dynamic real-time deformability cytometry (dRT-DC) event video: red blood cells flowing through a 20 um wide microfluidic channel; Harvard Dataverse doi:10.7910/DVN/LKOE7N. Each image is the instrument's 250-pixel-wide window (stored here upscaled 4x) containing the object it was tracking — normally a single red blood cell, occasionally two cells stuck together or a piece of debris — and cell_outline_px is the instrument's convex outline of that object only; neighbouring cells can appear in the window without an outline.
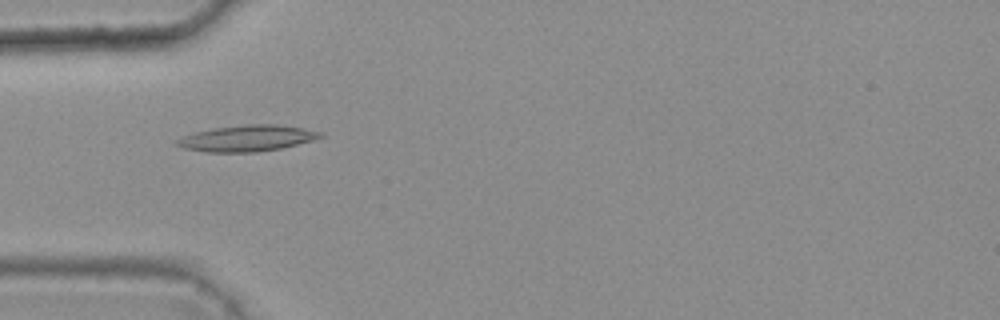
{"species": "common noctule bat (a hibernating species)", "species_latin": "Nyctalus noctula", "temperature_condition": "warm", "stored_images_in_passage": 6, "camera_frame_rate_fps": 3000, "um_per_image_px": 0.085, "animal": {"sex": "female", "body_mass_g": 25.1}, "frame": {"image": 1, "passage_image": 5, "time_ms": 1.333, "image_size_px": [1000, 320], "cell_outline_px": [[324, 136], [312, 140], [280, 148], [256, 152], [208, 152], [184, 148], [176, 144], [176, 140], [184, 136], [196, 132], [212, 128], [248, 124], [276, 124], [324, 132]], "centroid_in_image_um": [21.01, 11.75], "position_along_channel_um": 64.0, "area_um2": 21.56}}
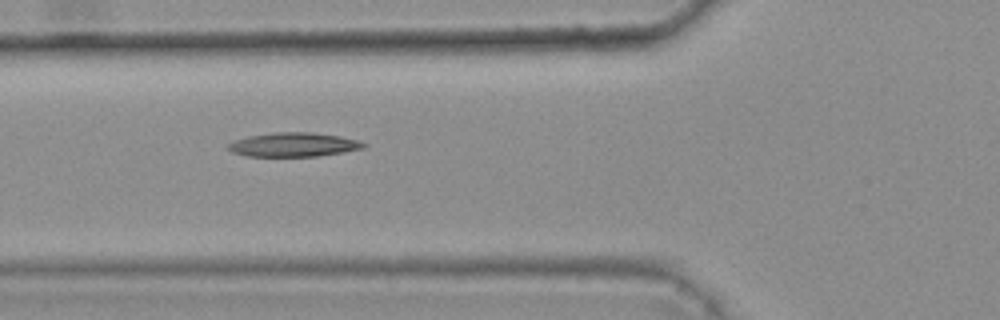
{"frame": {"image": 2, "passage_image": 6, "time_ms": 1.667, "image_size_px": [1000, 320], "cell_outline_px": [[368, 144], [364, 148], [316, 156], [248, 156], [232, 152], [224, 148], [224, 144], [232, 140], [248, 136], [276, 132], [312, 132], [340, 136], [356, 140]], "centroid_in_image_um": [24.85, 12.29], "position_along_channel_um": 100.9, "area_um2": 19.07}}